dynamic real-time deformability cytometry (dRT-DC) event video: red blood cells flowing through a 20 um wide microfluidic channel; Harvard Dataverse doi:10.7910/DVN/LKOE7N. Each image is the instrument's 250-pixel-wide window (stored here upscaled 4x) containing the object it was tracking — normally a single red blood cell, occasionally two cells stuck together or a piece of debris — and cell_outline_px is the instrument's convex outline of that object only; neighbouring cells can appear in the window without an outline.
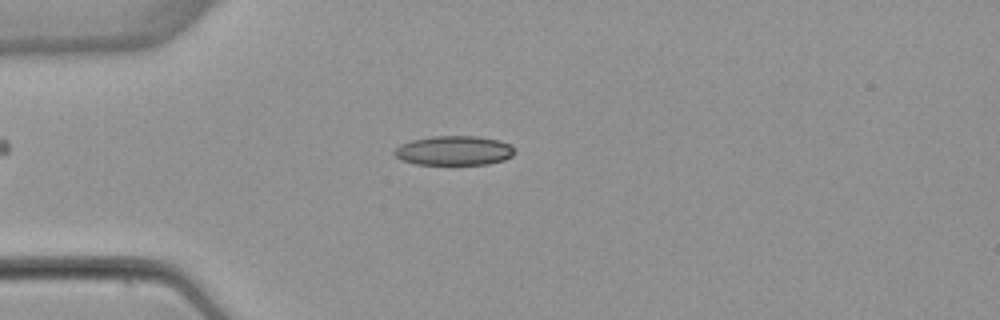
{"species": "common noctule bat (a hibernating species)", "species_latin": "Nyctalus noctula", "temperature_condition": "warm", "stored_images_in_passage": 49, "camera_frame_rate_fps": 3000, "um_per_image_px": 0.085, "animal": {"sex": "female", "body_mass_g": 22.7, "forearm_length_mm": 54.2}, "frame": {"image": 1, "passage_image": 13, "time_ms": 4.0, "image_size_px": [1000, 320], "cell_outline_px": [[516, 152], [512, 156], [504, 160], [488, 164], [416, 164], [400, 160], [392, 152], [400, 144], [412, 140], [436, 136], [476, 136], [500, 140], [512, 144], [516, 148]], "centroid_in_image_um": [38.64, 12.8], "position_along_channel_um": 46.4, "area_um2": 20.81}}
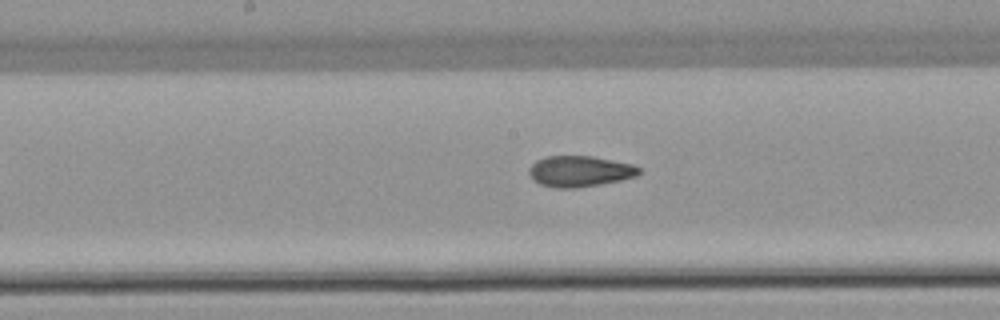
{"frame": {"image": 2, "passage_image": 26, "time_ms": 8.333, "image_size_px": [1000, 320], "cell_outline_px": [[640, 172], [636, 176], [620, 180], [600, 184], [576, 188], [556, 188], [540, 184], [532, 180], [528, 172], [528, 168], [536, 160], [544, 156], [592, 156], [632, 164], [640, 168]], "centroid_in_image_um": [49.23, 14.56], "position_along_channel_um": 199.0, "area_um2": 19.88}}
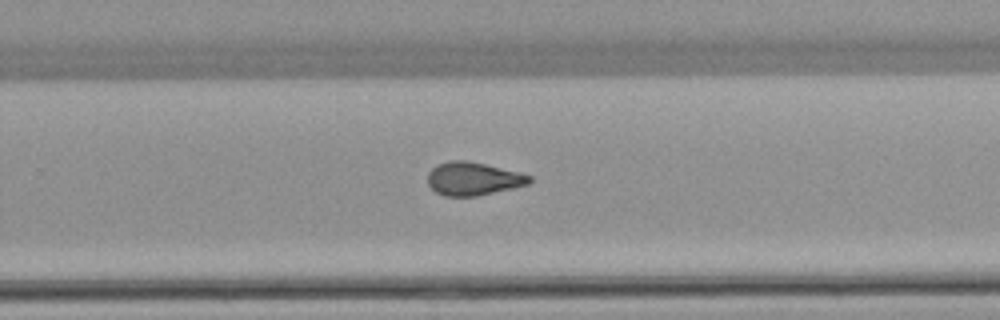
{"frame": {"image": 3, "passage_image": 33, "time_ms": 10.667, "image_size_px": [1000, 320], "cell_outline_px": [[532, 180], [528, 184], [512, 188], [476, 196], [444, 196], [436, 192], [428, 184], [428, 172], [432, 168], [440, 164], [452, 160], [468, 160], [520, 172], [532, 176]], "centroid_in_image_um": [40.23, 15.19], "position_along_channel_um": 289.6, "area_um2": 19.59}, "authors_computed_cell_mechanics": {"area_um2": 19.8832, "velocity_mm_per_s": 3.906, "shape_relaxation_time_tau1_ms": null, "shape_relaxation_time_tau2_ms": 2.5285, "deformation_change_tau1": null, "deformation_change_tau2": 0.0972}}